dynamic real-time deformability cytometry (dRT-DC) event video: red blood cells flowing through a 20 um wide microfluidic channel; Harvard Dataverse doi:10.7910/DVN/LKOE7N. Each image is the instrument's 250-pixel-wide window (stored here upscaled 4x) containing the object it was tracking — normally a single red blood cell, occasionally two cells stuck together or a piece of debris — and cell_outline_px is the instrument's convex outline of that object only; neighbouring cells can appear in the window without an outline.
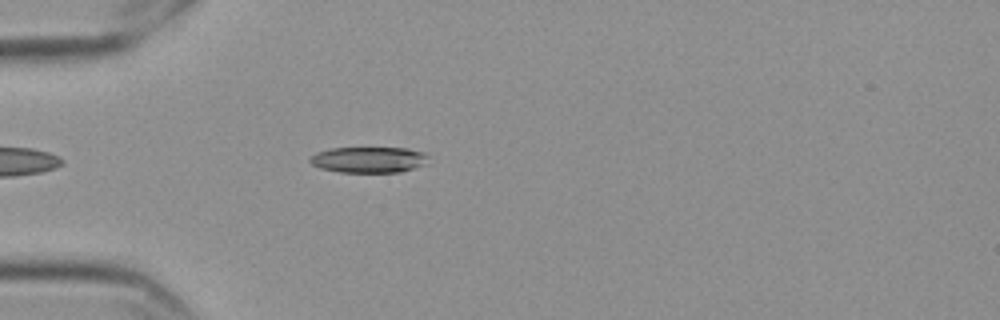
{"species": "Egyptian fruit bat (a non-hibernating species)", "species_latin": "Rousettus aegyptiacus", "temperature_condition": "cold", "stored_images_in_passage": 47, "camera_frame_rate_fps": 3000, "um_per_image_px": 0.085, "frame": {"image": 1, "passage_image": 7, "time_ms": 2.0, "image_size_px": [1000, 320], "cell_outline_px": [[428, 164], [400, 172], [340, 172], [320, 168], [312, 164], [308, 160], [316, 152], [332, 148], [408, 148], [424, 152], [428, 156]], "centroid_in_image_um": [31.38, 13.57], "position_along_channel_um": 53.6, "area_um2": 17.98}}
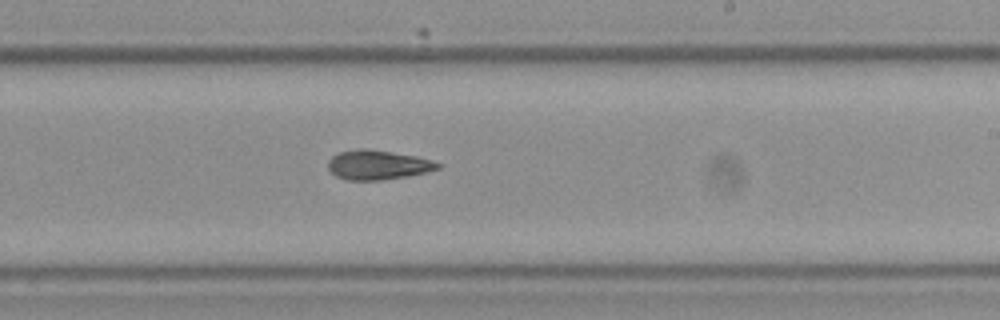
{"frame": {"image": 2, "passage_image": 25, "time_ms": 8.0, "image_size_px": [1000, 320], "cell_outline_px": [[440, 168], [408, 176], [380, 180], [344, 180], [336, 176], [328, 168], [328, 160], [336, 152], [356, 148], [368, 148], [416, 156], [432, 160], [440, 164]], "centroid_in_image_um": [32.06, 14.0], "position_along_channel_um": 256.9, "area_um2": 18.96}}
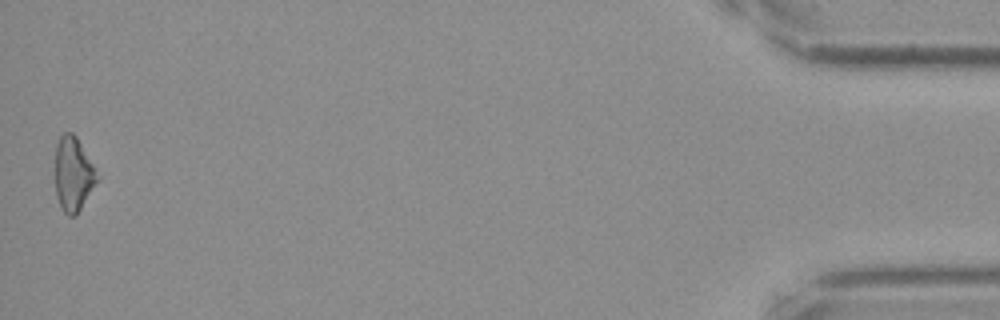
{"frame": {"image": 3, "passage_image": 47, "time_ms": 15.333, "image_size_px": [1000, 320], "cell_outline_px": [[100, 180], [76, 216], [68, 216], [64, 212], [56, 196], [56, 144], [60, 136], [64, 132], [72, 132], [76, 136], [92, 164]], "centroid_in_image_um": [6.24, 14.83], "position_along_channel_um": 429.0, "area_um2": 18.09}, "authors_computed_cell_mechanics": {"area_um2": 18.5538, "velocity_mm_per_s": 3.557, "shape_relaxation_time_tau1_ms": 7.0193, "shape_relaxation_time_tau2_ms": 6.5461, "deformation_change_tau1": 0.1501, "deformation_change_tau2": 0.1498}}